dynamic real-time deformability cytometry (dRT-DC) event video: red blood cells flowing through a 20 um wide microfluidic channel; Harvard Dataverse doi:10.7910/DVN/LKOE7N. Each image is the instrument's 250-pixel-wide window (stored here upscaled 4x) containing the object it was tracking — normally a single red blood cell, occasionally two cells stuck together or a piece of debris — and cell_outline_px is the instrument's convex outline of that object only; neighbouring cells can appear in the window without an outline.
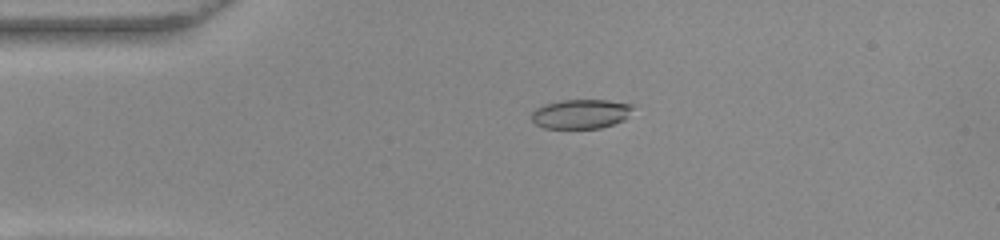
{"species": "common noctule bat (a hibernating species)", "species_latin": "Nyctalus noctula", "temperature_condition": "warm", "stored_images_in_passage": 53, "camera_frame_rate_fps": 3000, "um_per_image_px": 0.085, "animal": {"sex": "female", "body_mass_g": 22.0, "forearm_length_mm": 56.7}, "frame": {"image": 1, "passage_image": 12, "time_ms": 3.667, "image_size_px": [1000, 240], "cell_outline_px": [[632, 108], [624, 120], [600, 128], [544, 128], [536, 124], [532, 120], [532, 112], [536, 108], [544, 104], [564, 100], [608, 100], [632, 104]], "centroid_in_image_um": [49.35, 9.68], "position_along_channel_um": 35.7, "area_um2": 17.17}}
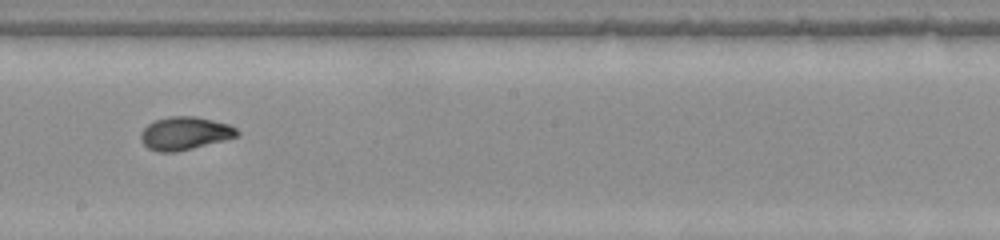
{"frame": {"image": 2, "passage_image": 30, "time_ms": 9.667, "image_size_px": [1000, 240], "cell_outline_px": [[240, 136], [176, 152], [156, 152], [148, 148], [140, 140], [140, 132], [148, 124], [156, 120], [172, 116], [196, 116], [228, 124], [236, 128], [240, 132]], "centroid_in_image_um": [15.71, 11.34], "position_along_channel_um": 232.5, "area_um2": 18.55}}
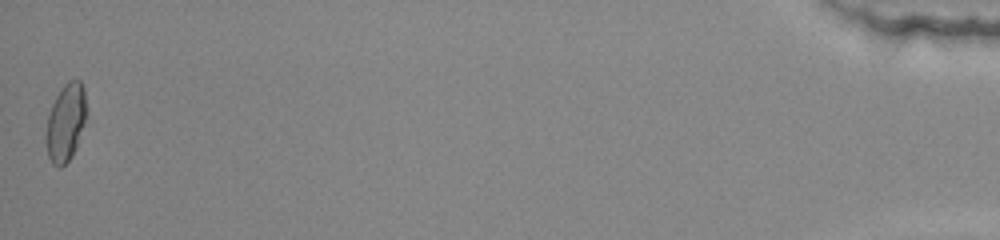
{"frame": {"image": 3, "passage_image": 53, "time_ms": 17.333, "image_size_px": [1000, 240], "cell_outline_px": [[84, 120], [76, 148], [72, 156], [60, 168], [52, 164], [48, 156], [44, 136], [48, 116], [52, 104], [56, 96], [64, 84], [68, 80], [80, 80], [84, 88]], "centroid_in_image_um": [5.53, 10.44], "position_along_channel_um": 429.7, "area_um2": 17.98}, "authors_computed_cell_mechanics": {"area_um2": 18.207, "velocity_mm_per_s": 3.873, "shape_relaxation_time_tau1_ms": null, "shape_relaxation_time_tau2_ms": 1.1387, "deformation_change_tau1": null, "deformation_change_tau2": 0.0547}}